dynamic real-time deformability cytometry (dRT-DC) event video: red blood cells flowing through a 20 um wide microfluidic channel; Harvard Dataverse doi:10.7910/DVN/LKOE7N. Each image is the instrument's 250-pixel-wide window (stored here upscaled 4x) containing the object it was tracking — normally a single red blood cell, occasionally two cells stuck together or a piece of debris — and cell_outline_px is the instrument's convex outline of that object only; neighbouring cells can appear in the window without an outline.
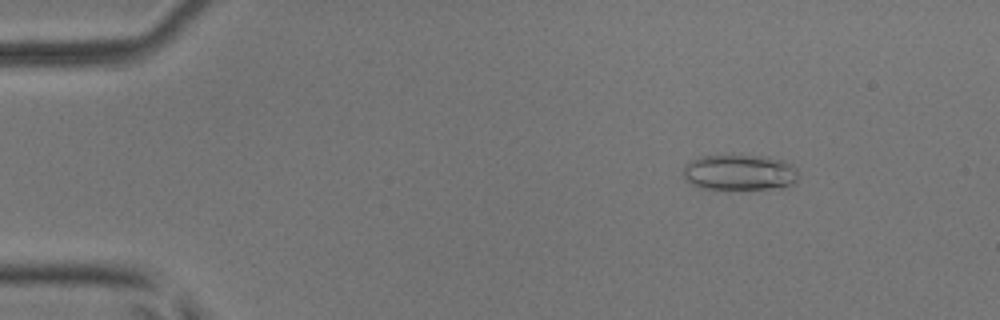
{"species": "common noctule bat (a hibernating species)", "species_latin": "Nyctalus noctula", "temperature_condition": "room temperature", "stored_images_in_passage": 54, "camera_frame_rate_fps": 3000, "um_per_image_px": 0.085, "animal": {"sex": "male", "body_mass_g": 17.9, "forearm_length_mm": 54.2}, "frame": {"image": 1, "passage_image": 8, "time_ms": 2.333, "image_size_px": [1000, 320], "cell_outline_px": [[796, 180], [788, 188], [700, 188], [684, 180], [684, 168], [692, 160], [700, 156], [728, 152], [772, 156], [784, 160], [796, 168]], "centroid_in_image_um": [62.87, 14.59], "position_along_channel_um": 22.1, "area_um2": 24.8}}
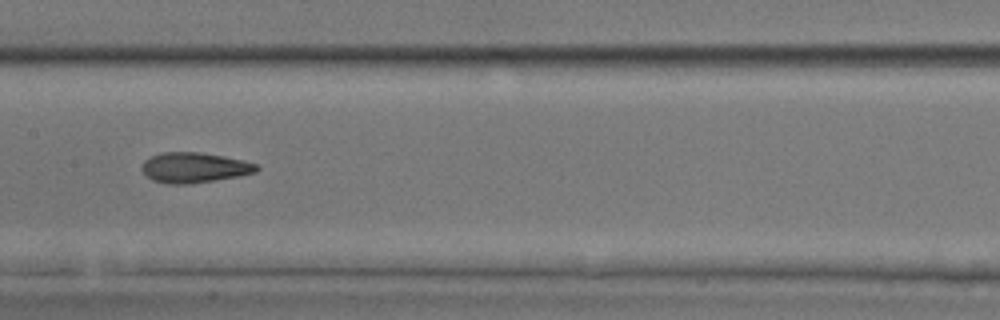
{"frame": {"image": 2, "passage_image": 28, "time_ms": 9.0, "image_size_px": [1000, 320], "cell_outline_px": [[260, 168], [256, 172], [240, 176], [188, 184], [168, 184], [152, 180], [140, 168], [144, 160], [160, 152], [200, 152], [224, 156], [256, 164]], "centroid_in_image_um": [16.49, 14.24], "position_along_channel_um": 190.9, "area_um2": 20.17}}
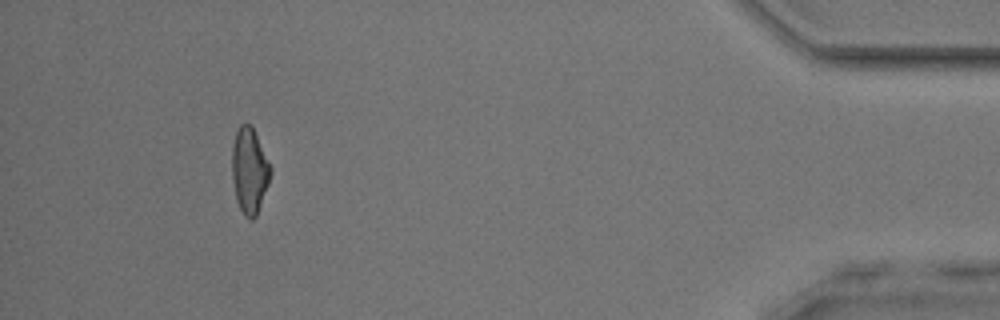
{"frame": {"image": 3, "passage_image": 50, "time_ms": 16.333, "image_size_px": [1000, 320], "cell_outline_px": [[272, 172], [268, 184], [256, 216], [252, 220], [248, 220], [244, 216], [236, 200], [232, 180], [232, 144], [236, 132], [240, 124], [252, 124], [272, 168]], "centroid_in_image_um": [21.2, 14.49], "position_along_channel_um": 414.0, "area_um2": 19.42}, "authors_computed_cell_mechanics": {"area_um2": 20.0277, "velocity_mm_per_s": 3.8909, "shape_relaxation_time_tau1_ms": 5.7139, "shape_relaxation_time_tau2_ms": 2.2131, "deformation_change_tau1": 0.1522, "deformation_change_tau2": 0.0967}}